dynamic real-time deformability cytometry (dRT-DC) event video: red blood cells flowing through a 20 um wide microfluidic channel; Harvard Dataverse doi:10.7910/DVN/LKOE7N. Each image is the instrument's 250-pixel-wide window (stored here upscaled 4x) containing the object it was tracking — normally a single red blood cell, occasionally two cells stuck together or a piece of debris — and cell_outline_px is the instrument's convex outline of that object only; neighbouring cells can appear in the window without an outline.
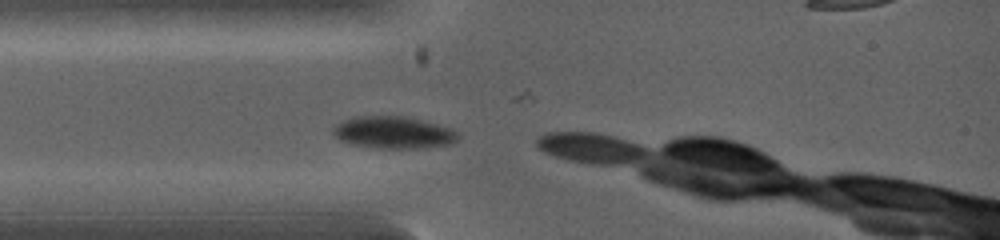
{"species": "common noctule bat (a hibernating species)", "species_latin": "Nyctalus noctula", "temperature_condition": "warm", "stored_images_in_passage": 3, "camera_frame_rate_fps": 5000, "um_per_image_px": 0.085, "animal": {"sex": "female", "body_mass_g": 19.0, "forearm_length_mm": 53.3}, "frame": {"image": 1, "passage_image": 1, "time_ms": 0.0, "image_size_px": [1000, 240], "cell_outline_px": [[460, 136], [456, 140], [448, 144], [424, 148], [380, 148], [352, 144], [340, 140], [332, 132], [332, 128], [336, 124], [352, 116], [404, 116], [436, 124], [448, 128], [456, 132]], "centroid_in_image_um": [33.39, 11.26], "position_along_channel_um": 51.6, "area_um2": 23.12}}